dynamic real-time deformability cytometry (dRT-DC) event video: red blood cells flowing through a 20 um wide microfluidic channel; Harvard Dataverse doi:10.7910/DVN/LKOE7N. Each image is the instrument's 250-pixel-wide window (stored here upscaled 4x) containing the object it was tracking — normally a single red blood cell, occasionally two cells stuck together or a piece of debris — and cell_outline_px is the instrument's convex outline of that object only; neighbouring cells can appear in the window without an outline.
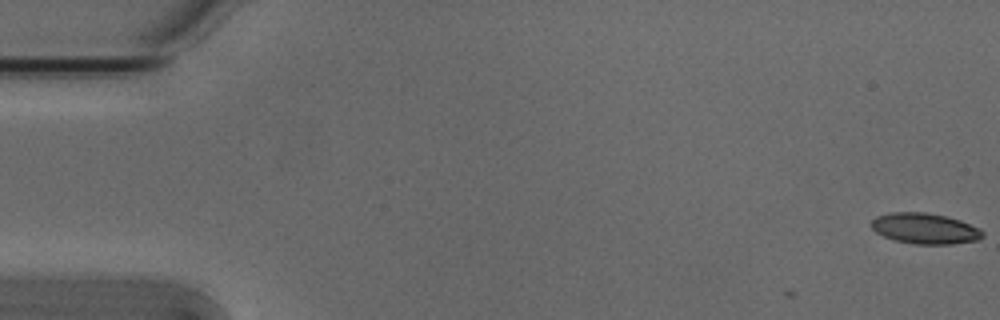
{"species": "Egyptian fruit bat (a non-hibernating species)", "species_latin": "Rousettus aegyptiacus", "temperature_condition": "cold", "stored_images_in_passage": 6, "camera_frame_rate_fps": 3000, "um_per_image_px": 0.085, "animal": {"sex": "male"}, "frame": {"image": 1, "passage_image": 1, "time_ms": 0.0, "image_size_px": [1000, 320], "cell_outline_px": [[984, 236], [980, 240], [952, 244], [916, 244], [896, 240], [884, 236], [876, 232], [872, 228], [872, 220], [876, 216], [892, 212], [924, 212], [944, 216], [960, 220], [980, 228], [984, 232]], "centroid_in_image_um": [78.66, 19.42], "position_along_channel_um": 6.3, "area_um2": 19.88}}